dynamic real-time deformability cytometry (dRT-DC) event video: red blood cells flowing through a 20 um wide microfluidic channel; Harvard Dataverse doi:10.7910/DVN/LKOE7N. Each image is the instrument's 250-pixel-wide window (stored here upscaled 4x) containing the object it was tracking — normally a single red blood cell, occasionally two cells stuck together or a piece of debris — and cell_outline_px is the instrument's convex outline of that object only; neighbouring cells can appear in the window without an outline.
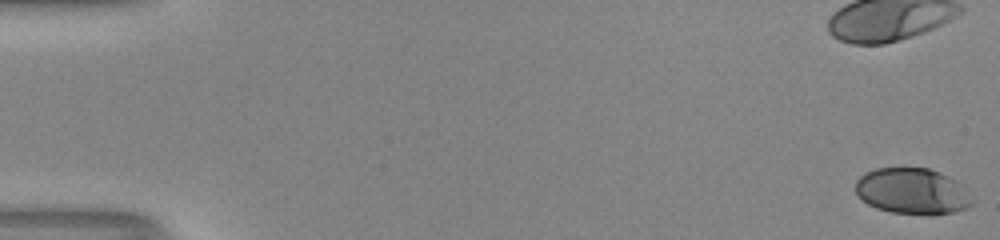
{"species": "human", "species_latin": "Homo sapiens", "temperature_condition": "room temperature", "stored_images_in_passage": 44, "camera_frame_rate_fps": 3000, "um_per_image_px": 0.085, "donor": {"sex": "male"}, "frame": {"image": 1, "passage_image": 1, "time_ms": 0.0, "image_size_px": [1000, 240], "cell_outline_px": [[976, 200], [968, 208], [952, 212], [892, 212], [876, 208], [868, 204], [856, 192], [856, 180], [860, 176], [876, 168], [928, 168], [940, 172], [956, 180]], "centroid_in_image_um": [77.57, 16.22], "position_along_channel_um": 7.4, "area_um2": 30.63}}